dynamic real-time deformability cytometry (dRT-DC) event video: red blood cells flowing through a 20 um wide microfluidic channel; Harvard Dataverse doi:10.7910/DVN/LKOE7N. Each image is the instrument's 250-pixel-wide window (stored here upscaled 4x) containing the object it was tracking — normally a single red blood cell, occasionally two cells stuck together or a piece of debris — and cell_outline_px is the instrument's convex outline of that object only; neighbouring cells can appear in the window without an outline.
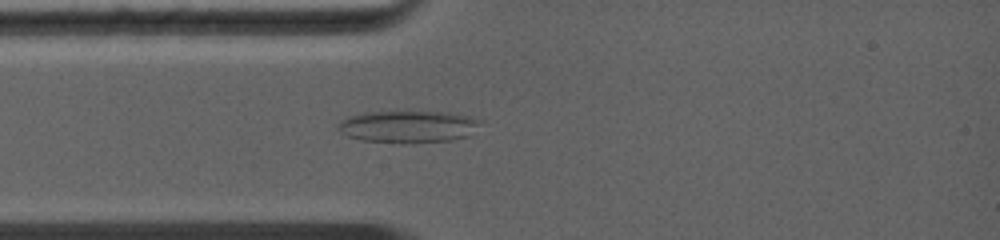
{"species": "common noctule bat (a hibernating species)", "species_latin": "Nyctalus noctula", "temperature_condition": "warm", "stored_images_in_passage": 10, "camera_frame_rate_fps": 5000, "um_per_image_px": 0.085, "animal": {"sex": "female", "body_mass_g": 19.0, "forearm_length_mm": 56.7}, "frame": {"image": 1, "passage_image": 6, "time_ms": 2.2, "image_size_px": [1000, 240], "cell_outline_px": [[480, 124], [468, 136], [452, 140], [412, 144], [404, 144], [360, 140], [348, 136], [340, 132], [336, 128], [336, 124], [340, 120], [348, 116], [364, 112], [396, 108], [408, 108], [448, 112], [468, 116], [480, 120]], "centroid_in_image_um": [34.62, 10.71], "position_along_channel_um": 50.4, "area_um2": 28.38}}
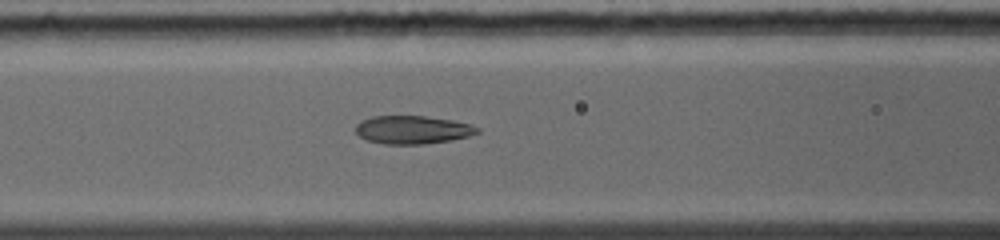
{"frame": {"image": 2, "passage_image": 10, "time_ms": 4.0, "image_size_px": [1000, 240], "cell_outline_px": [[480, 132], [468, 136], [452, 140], [424, 144], [384, 144], [368, 140], [360, 136], [356, 132], [356, 124], [360, 120], [372, 116], [424, 116], [452, 120], [468, 124], [480, 128]], "centroid_in_image_um": [35.06, 11.03], "position_along_channel_um": 131.5, "area_um2": 19.94}}